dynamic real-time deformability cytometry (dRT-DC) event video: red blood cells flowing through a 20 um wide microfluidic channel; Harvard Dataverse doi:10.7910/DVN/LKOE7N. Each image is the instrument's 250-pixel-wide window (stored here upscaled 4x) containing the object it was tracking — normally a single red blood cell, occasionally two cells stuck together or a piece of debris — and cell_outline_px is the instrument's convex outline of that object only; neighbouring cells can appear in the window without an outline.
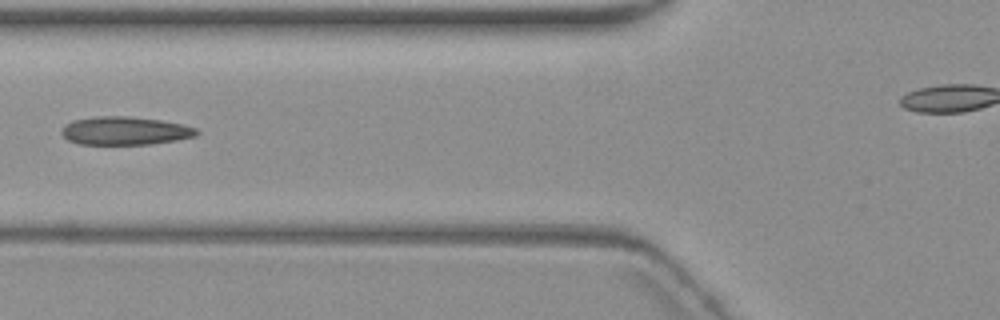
{"species": "common noctule bat (a hibernating species)", "species_latin": "Nyctalus noctula", "temperature_condition": "warm", "stored_images_in_passage": 4, "camera_frame_rate_fps": 3000, "um_per_image_px": 0.085, "animal": {"sex": "female", "body_mass_g": 19.3, "forearm_length_mm": 54.1}, "frame": {"image": 1, "passage_image": 4, "time_ms": 3.667, "image_size_px": [1000, 320], "cell_outline_px": [[200, 132], [196, 136], [176, 140], [152, 144], [80, 144], [68, 140], [60, 132], [72, 120], [96, 116], [124, 116], [160, 120], [180, 124], [196, 128]], "centroid_in_image_um": [10.63, 11.12], "position_along_channel_um": 115.2, "area_um2": 22.02}}